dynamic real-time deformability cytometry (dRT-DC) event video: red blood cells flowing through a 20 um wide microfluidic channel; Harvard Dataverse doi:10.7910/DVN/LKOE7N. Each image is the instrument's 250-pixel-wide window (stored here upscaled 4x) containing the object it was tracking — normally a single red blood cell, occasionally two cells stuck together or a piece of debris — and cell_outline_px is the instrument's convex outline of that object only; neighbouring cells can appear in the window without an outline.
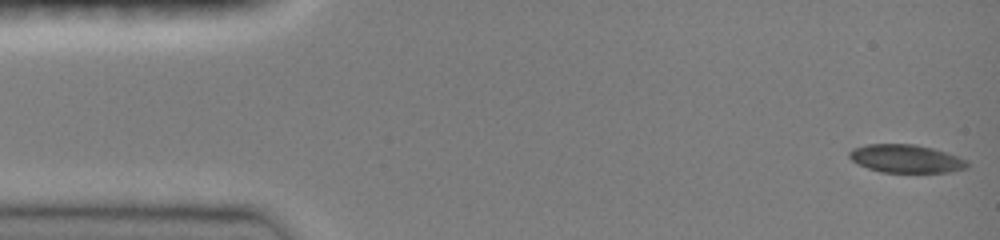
{"species": "common noctule bat (a hibernating species)", "species_latin": "Nyctalus noctula", "temperature_condition": "room temperature", "stored_images_in_passage": 15, "camera_frame_rate_fps": 3000, "um_per_image_px": 0.085, "animal": {"sex": "female", "body_mass_g": 19.0, "forearm_length_mm": 51.5}, "frame": {"image": 1, "passage_image": 1, "time_ms": 0.0, "image_size_px": [1000, 240], "cell_outline_px": [[968, 168], [948, 172], [880, 172], [868, 168], [852, 160], [848, 156], [848, 152], [852, 148], [864, 144], [916, 144], [932, 148], [968, 160]], "centroid_in_image_um": [76.99, 13.48], "position_along_channel_um": 8.0, "area_um2": 19.31}}
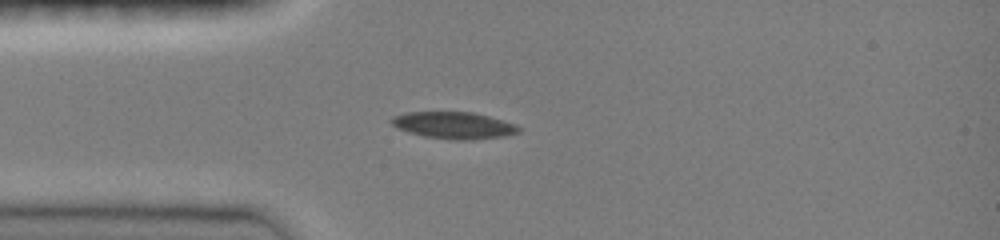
{"frame": {"image": 2, "passage_image": 13, "time_ms": 3.667, "image_size_px": [1000, 240], "cell_outline_px": [[520, 132], [504, 136], [472, 140], [452, 140], [424, 136], [408, 132], [392, 124], [388, 120], [392, 116], [404, 112], [472, 112], [488, 116], [516, 124], [520, 128]], "centroid_in_image_um": [38.56, 10.65], "position_along_channel_um": 46.4, "area_um2": 19.94}}
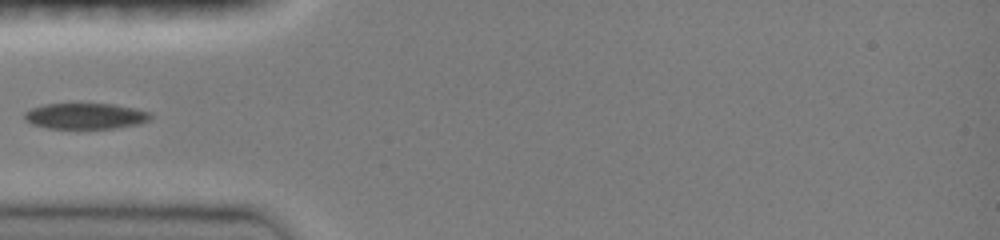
{"frame": {"image": 3, "passage_image": 14, "time_ms": 4.667, "image_size_px": [1000, 240], "cell_outline_px": [[152, 116], [148, 120], [140, 124], [112, 128], [48, 128], [32, 124], [24, 120], [24, 112], [32, 108], [44, 104], [112, 104], [136, 108], [152, 112]], "centroid_in_image_um": [7.28, 9.86], "position_along_channel_um": 77.7, "area_um2": 19.02}}